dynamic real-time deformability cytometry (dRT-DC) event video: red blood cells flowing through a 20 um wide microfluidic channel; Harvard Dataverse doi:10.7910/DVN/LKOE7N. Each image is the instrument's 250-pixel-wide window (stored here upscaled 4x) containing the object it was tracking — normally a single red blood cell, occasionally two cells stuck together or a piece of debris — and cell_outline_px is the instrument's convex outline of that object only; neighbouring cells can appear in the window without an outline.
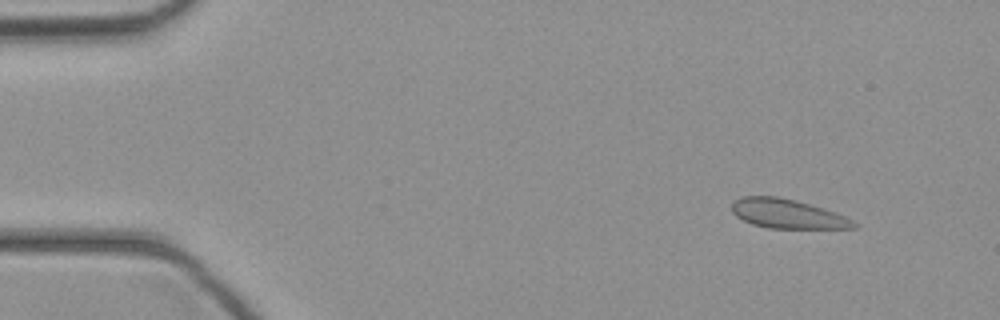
{"species": "common noctule bat (a hibernating species)", "species_latin": "Nyctalus noctula", "temperature_condition": "cold", "stored_images_in_passage": 46, "camera_frame_rate_fps": 3000, "um_per_image_px": 0.085, "animal": {"sex": "female", "body_mass_g": 21.9}, "frame": {"image": 1, "passage_image": 5, "time_ms": 1.333, "image_size_px": [1000, 320], "cell_outline_px": [[860, 224], [856, 228], [768, 228], [752, 224], [736, 216], [732, 212], [732, 200], [744, 196], [776, 196], [796, 200], [824, 208], [836, 212]], "centroid_in_image_um": [66.93, 18.17], "position_along_channel_um": 18.1, "area_um2": 20.87}}
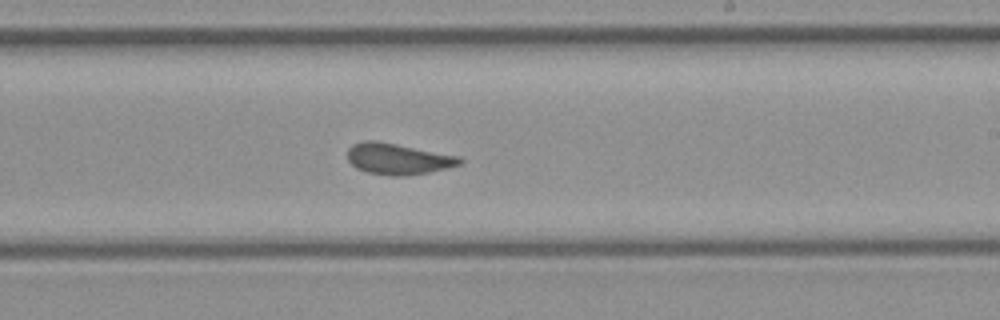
{"frame": {"image": 2, "passage_image": 27, "time_ms": 8.667, "image_size_px": [1000, 320], "cell_outline_px": [[464, 160], [460, 164], [428, 172], [404, 176], [392, 176], [368, 172], [356, 168], [348, 160], [348, 148], [352, 144], [364, 140], [376, 140], [460, 156]], "centroid_in_image_um": [33.8, 13.49], "position_along_channel_um": 255.2, "area_um2": 20.29}}
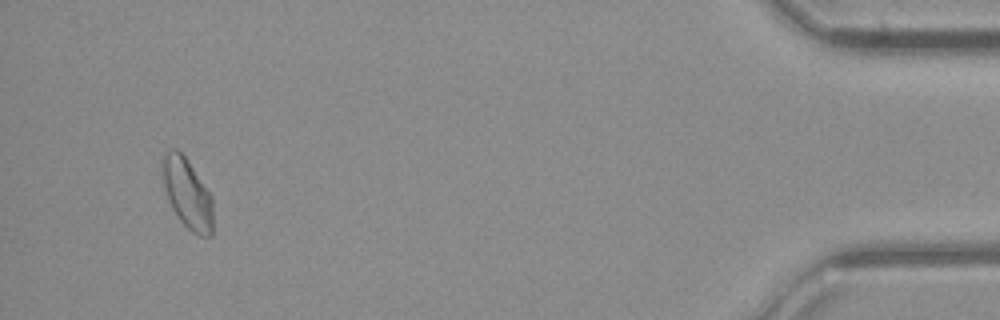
{"frame": {"image": 3, "passage_image": 43, "time_ms": 14.0, "image_size_px": [1000, 320], "cell_outline_px": [[212, 236], [200, 236], [192, 232], [180, 220], [172, 208], [168, 200], [164, 184], [160, 164], [160, 160], [172, 148], [176, 148], [184, 156], [212, 196]], "centroid_in_image_um": [15.9, 16.45], "position_along_channel_um": 419.3, "area_um2": 20.4}}